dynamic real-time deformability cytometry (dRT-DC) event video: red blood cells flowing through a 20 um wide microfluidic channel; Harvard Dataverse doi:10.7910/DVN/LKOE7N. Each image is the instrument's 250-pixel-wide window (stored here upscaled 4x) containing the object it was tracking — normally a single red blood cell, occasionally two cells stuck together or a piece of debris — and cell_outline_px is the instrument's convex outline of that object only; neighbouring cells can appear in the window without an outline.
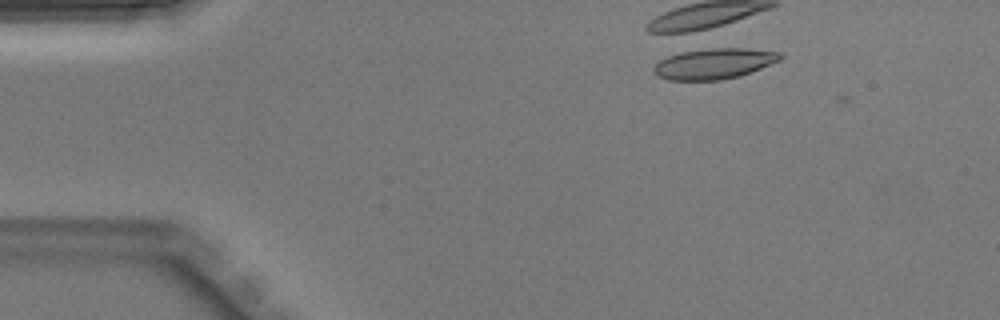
{"species": "Egyptian fruit bat (a non-hibernating species)", "species_latin": "Rousettus aegyptiacus", "temperature_condition": "warm", "stored_images_in_passage": 4, "camera_frame_rate_fps": 3000, "um_per_image_px": 0.085, "animal": {"sex": "male"}, "frame": {"image": 1, "passage_image": 4, "time_ms": 1.0, "image_size_px": [1000, 320], "cell_outline_px": [[784, 56], [780, 60], [740, 76], [720, 80], [668, 80], [660, 76], [652, 68], [660, 60], [668, 56], [688, 48], [748, 48], [780, 52]], "centroid_in_image_um": [60.69, 5.38], "position_along_channel_um": 24.3, "area_um2": 22.83}}